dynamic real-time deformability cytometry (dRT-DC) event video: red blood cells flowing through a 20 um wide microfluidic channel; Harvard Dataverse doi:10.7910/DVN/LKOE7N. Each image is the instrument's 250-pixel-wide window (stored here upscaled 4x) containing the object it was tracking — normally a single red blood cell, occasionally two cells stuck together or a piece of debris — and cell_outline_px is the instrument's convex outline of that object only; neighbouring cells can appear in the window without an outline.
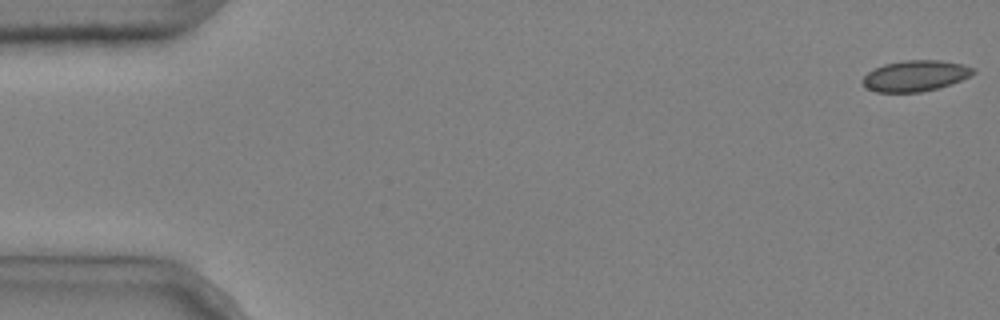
{"species": "common noctule bat (a hibernating species)", "species_latin": "Nyctalus noctula", "temperature_condition": "cold", "stored_images_in_passage": 4, "camera_frame_rate_fps": 3000, "um_per_image_px": 0.085, "animal": {"sex": "male", "body_mass_g": 20.4}, "frame": {"image": 1, "passage_image": 1, "time_ms": 0.0, "image_size_px": [1000, 320], "cell_outline_px": [[976, 72], [960, 80], [940, 88], [920, 92], [876, 92], [868, 88], [860, 80], [868, 72], [884, 64], [904, 60], [940, 60], [960, 64], [976, 68]], "centroid_in_image_um": [77.8, 6.44], "position_along_channel_um": 7.2, "area_um2": 19.83}}
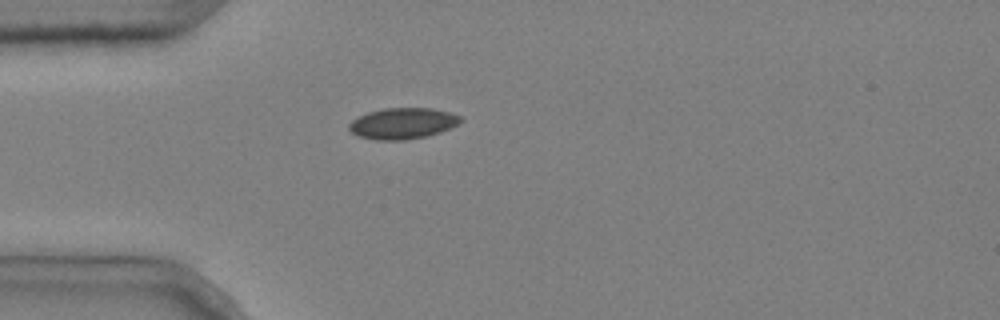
{"frame": {"image": 2, "passage_image": 4, "time_ms": 1.0, "image_size_px": [1000, 320], "cell_outline_px": [[464, 120], [440, 132], [428, 136], [404, 140], [376, 140], [360, 136], [352, 132], [348, 128], [348, 124], [352, 120], [368, 112], [384, 108], [432, 108], [448, 112], [460, 116]], "centroid_in_image_um": [34.22, 10.49], "position_along_channel_um": 50.8, "area_um2": 20.06}}